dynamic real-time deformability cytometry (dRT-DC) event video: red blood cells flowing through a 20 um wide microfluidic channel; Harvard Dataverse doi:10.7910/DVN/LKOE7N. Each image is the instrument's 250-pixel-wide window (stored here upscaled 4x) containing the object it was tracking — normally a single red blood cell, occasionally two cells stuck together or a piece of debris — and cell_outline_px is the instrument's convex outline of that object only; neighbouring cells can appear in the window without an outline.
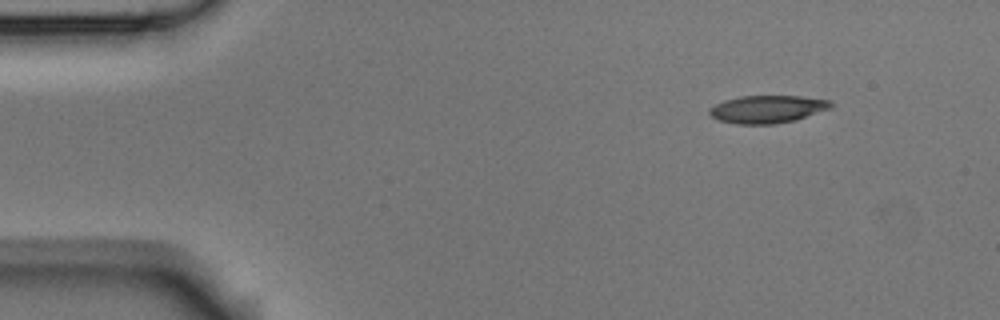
{"species": "Egyptian fruit bat (a non-hibernating species)", "species_latin": "Rousettus aegyptiacus", "temperature_condition": "room temperature", "stored_images_in_passage": 4, "camera_frame_rate_fps": 3000, "um_per_image_px": 0.085, "animal": {"sex": "male"}, "frame": {"image": 1, "passage_image": 1, "time_ms": 0.0, "image_size_px": [1000, 320], "cell_outline_px": [[836, 104], [832, 108], [796, 120], [776, 124], [736, 124], [720, 120], [712, 116], [708, 112], [708, 108], [724, 100], [740, 96], [800, 96], [832, 100]], "centroid_in_image_um": [65.28, 9.27], "position_along_channel_um": 19.7, "area_um2": 19.83}}
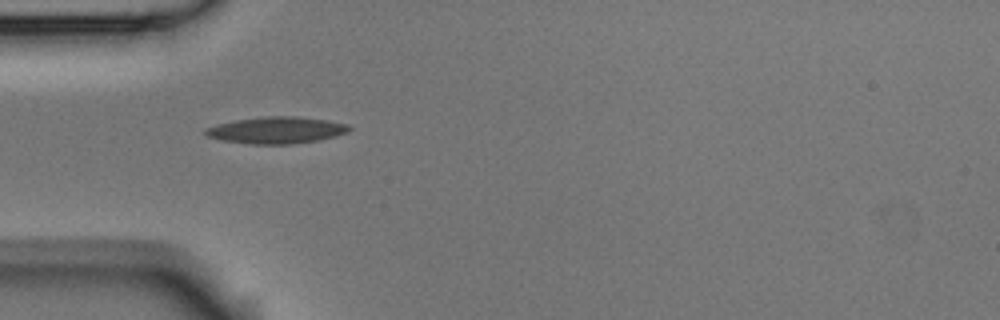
{"frame": {"image": 2, "passage_image": 3, "time_ms": 0.667, "image_size_px": [1000, 320], "cell_outline_px": [[352, 128], [348, 132], [320, 140], [292, 144], [252, 144], [224, 140], [204, 136], [204, 128], [236, 120], [264, 116], [296, 116], [324, 120], [348, 124]], "centroid_in_image_um": [23.5, 11.06], "position_along_channel_um": 61.5, "area_um2": 22.25}}
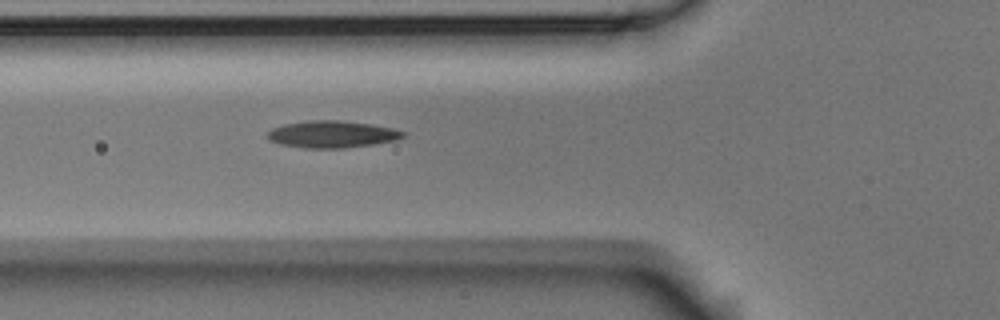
{"frame": {"image": 3, "passage_image": 4, "time_ms": 1.0, "image_size_px": [1000, 320], "cell_outline_px": [[408, 132], [404, 136], [396, 140], [372, 144], [344, 148], [304, 148], [280, 144], [268, 140], [268, 132], [272, 128], [284, 124], [308, 120], [340, 120], [368, 124], [392, 128]], "centroid_in_image_um": [28.21, 11.41], "position_along_channel_um": 97.6, "area_um2": 21.27}}